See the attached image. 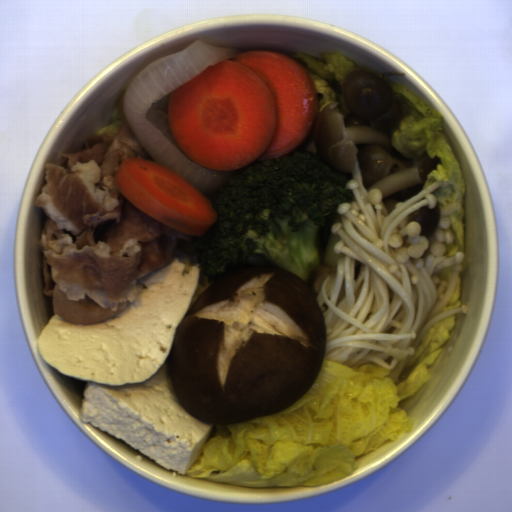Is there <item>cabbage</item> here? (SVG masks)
I'll list each match as a JSON object with an SVG mask.
<instances>
[{
  "instance_id": "1",
  "label": "cabbage",
  "mask_w": 512,
  "mask_h": 512,
  "mask_svg": "<svg viewBox=\"0 0 512 512\" xmlns=\"http://www.w3.org/2000/svg\"><path fill=\"white\" fill-rule=\"evenodd\" d=\"M456 315L428 329L412 360L387 370L323 361L304 395L273 415L214 425L188 478L249 488L322 487L353 475L360 458L398 441L415 424L399 403L417 395L427 368L453 335Z\"/></svg>"
},
{
  "instance_id": "2",
  "label": "cabbage",
  "mask_w": 512,
  "mask_h": 512,
  "mask_svg": "<svg viewBox=\"0 0 512 512\" xmlns=\"http://www.w3.org/2000/svg\"><path fill=\"white\" fill-rule=\"evenodd\" d=\"M385 80L392 86L393 99L405 101L411 110V115L399 121L400 130H395L392 134V146L408 159L418 162L426 151L430 159L438 156L443 163L437 164V169L428 174L422 191L436 182L455 180L454 192L449 186L443 190L446 194L445 197H438L440 212L454 204L460 206V209L454 210L452 214L443 217L450 219L449 224L452 225L451 228L456 233V242L448 244L443 241L446 246L443 255L448 258L457 252L465 254V225L461 218L464 217L465 213L463 197L466 193V182L463 179L461 165L456 156L453 155V149L449 145L448 139L440 132L444 130L441 125L444 117L434 108L427 106L422 99L412 95L404 86H395L386 78Z\"/></svg>"
},
{
  "instance_id": "3",
  "label": "cabbage",
  "mask_w": 512,
  "mask_h": 512,
  "mask_svg": "<svg viewBox=\"0 0 512 512\" xmlns=\"http://www.w3.org/2000/svg\"><path fill=\"white\" fill-rule=\"evenodd\" d=\"M292 56L296 59L302 58L303 63L307 65L306 71L309 74L316 92L323 95L324 97L318 101L319 114L323 109L333 102H336L339 98V103L342 106L341 109L336 108L335 111L341 113L343 118H346L351 111L347 110L346 103L342 94L336 93L331 87H329L328 79L331 83L332 78L339 83V87L343 90V85L346 82L347 74L351 71H361L355 67L353 61H350L344 54L337 50H332V53L318 52L320 57H323L326 64L322 61H317L313 57L299 51H290Z\"/></svg>"
},
{
  "instance_id": "4",
  "label": "cabbage",
  "mask_w": 512,
  "mask_h": 512,
  "mask_svg": "<svg viewBox=\"0 0 512 512\" xmlns=\"http://www.w3.org/2000/svg\"><path fill=\"white\" fill-rule=\"evenodd\" d=\"M461 284H462V279L460 276H457L455 287L452 291V294H451L449 300L443 305V307L440 310H438L436 313H434L427 322H430L431 320H433L434 318H436L437 316H439L445 312H448L455 308H459L461 306V304H462V301H460V286H461Z\"/></svg>"
},
{
  "instance_id": "5",
  "label": "cabbage",
  "mask_w": 512,
  "mask_h": 512,
  "mask_svg": "<svg viewBox=\"0 0 512 512\" xmlns=\"http://www.w3.org/2000/svg\"><path fill=\"white\" fill-rule=\"evenodd\" d=\"M440 280H446L447 284L451 283L452 269L450 267H443L439 273Z\"/></svg>"
}]
</instances>
